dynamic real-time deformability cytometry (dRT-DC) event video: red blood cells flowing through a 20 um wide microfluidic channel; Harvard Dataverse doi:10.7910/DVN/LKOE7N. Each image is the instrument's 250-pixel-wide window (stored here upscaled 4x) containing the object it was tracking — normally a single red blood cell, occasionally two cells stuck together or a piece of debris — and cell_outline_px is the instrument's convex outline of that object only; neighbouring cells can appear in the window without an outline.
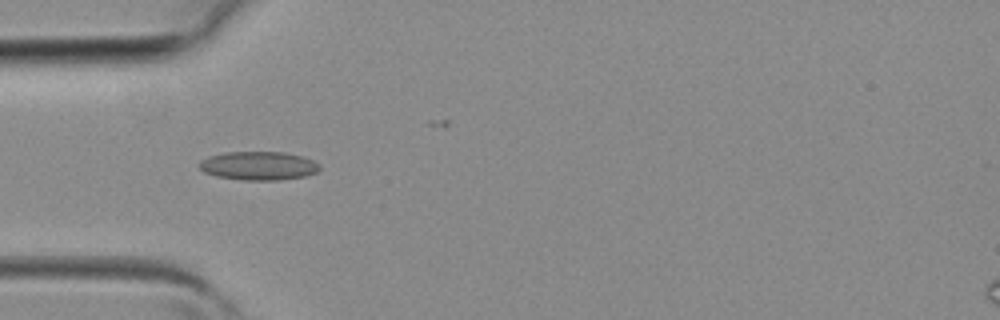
{"species": "common noctule bat (a hibernating species)", "species_latin": "Nyctalus noctula", "temperature_condition": "room temperature", "stored_images_in_passage": 3, "camera_frame_rate_fps": 3000, "um_per_image_px": 0.085, "animal": {"sex": "female", "body_mass_g": 19.3, "forearm_length_mm": 54.1}, "frame": {"image": 1, "passage_image": 3, "time_ms": 0.667, "image_size_px": [1000, 320], "cell_outline_px": [[320, 168], [316, 172], [308, 176], [280, 180], [244, 180], [216, 176], [204, 172], [196, 164], [200, 160], [208, 156], [224, 152], [284, 152], [304, 156], [320, 164]], "centroid_in_image_um": [21.97, 14.09], "position_along_channel_um": 63.0, "area_um2": 20.35}}